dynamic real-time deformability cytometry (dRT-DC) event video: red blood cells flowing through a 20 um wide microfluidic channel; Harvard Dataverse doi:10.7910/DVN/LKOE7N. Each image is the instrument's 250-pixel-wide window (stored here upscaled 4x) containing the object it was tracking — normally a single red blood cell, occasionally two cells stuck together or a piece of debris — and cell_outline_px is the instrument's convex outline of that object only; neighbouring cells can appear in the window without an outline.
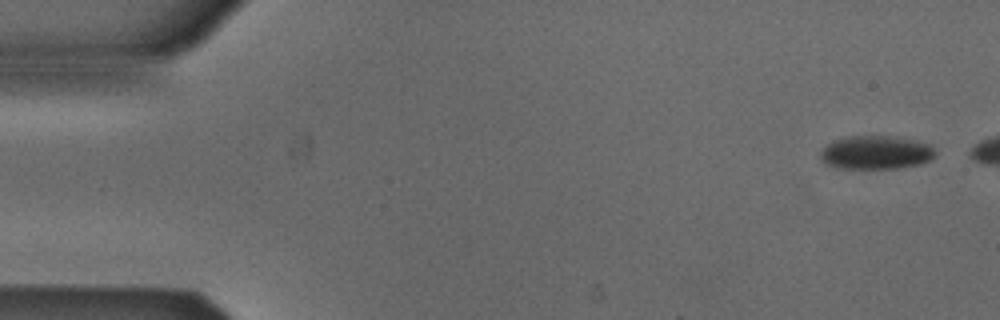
{"species": "Egyptian fruit bat (a non-hibernating species)", "species_latin": "Rousettus aegyptiacus", "temperature_condition": "cold", "stored_images_in_passage": 5, "camera_frame_rate_fps": 3000, "um_per_image_px": 0.085, "animal": {"sex": "male"}, "frame": {"image": 1, "passage_image": 1, "time_ms": 0.0, "image_size_px": [1000, 320], "cell_outline_px": [[936, 156], [920, 164], [896, 168], [836, 168], [824, 164], [820, 160], [820, 152], [832, 140], [852, 136], [888, 136], [928, 144], [936, 152]], "centroid_in_image_um": [74.39, 12.98], "position_along_channel_um": 10.6, "area_um2": 22.2}}